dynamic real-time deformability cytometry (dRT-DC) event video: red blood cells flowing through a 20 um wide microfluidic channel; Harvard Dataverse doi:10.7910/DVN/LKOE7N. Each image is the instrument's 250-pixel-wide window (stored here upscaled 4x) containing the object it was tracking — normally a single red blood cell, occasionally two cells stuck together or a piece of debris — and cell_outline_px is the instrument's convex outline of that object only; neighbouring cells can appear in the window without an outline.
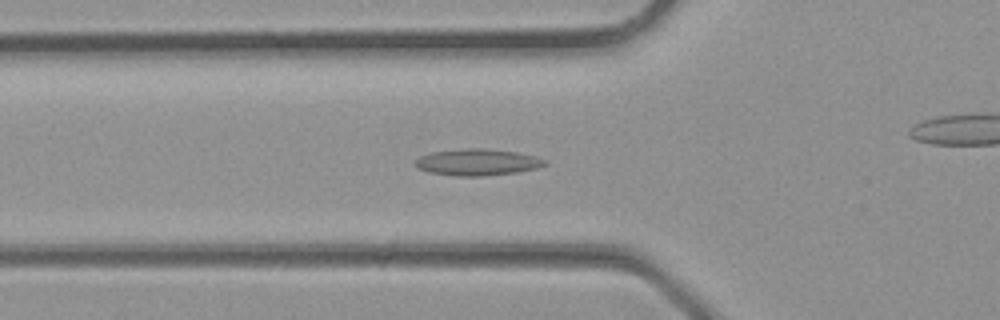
{"species": "common noctule bat (a hibernating species)", "species_latin": "Nyctalus noctula", "temperature_condition": "room temperature", "stored_images_in_passage": 28, "camera_frame_rate_fps": 3000, "um_per_image_px": 0.085, "animal": {"sex": "male", "body_mass_g": 23.1, "forearm_length_mm": 52.7}, "frame": {"image": 1, "passage_image": 7, "time_ms": 2.0, "image_size_px": [1000, 320], "cell_outline_px": [[548, 164], [536, 168], [516, 172], [480, 176], [456, 176], [428, 172], [420, 168], [416, 164], [416, 160], [420, 156], [432, 152], [468, 148], [480, 148], [516, 152], [536, 156], [548, 160]], "centroid_in_image_um": [40.62, 13.78], "position_along_channel_um": 85.2, "area_um2": 19.83}}
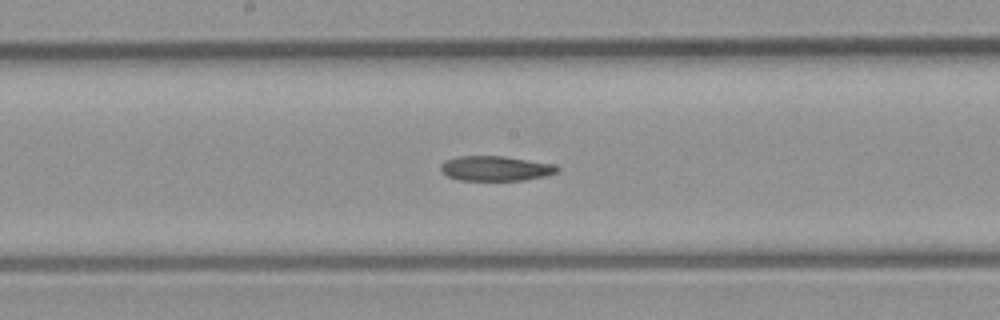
{"frame": {"image": 2, "passage_image": 13, "time_ms": 4.0, "image_size_px": [1000, 320], "cell_outline_px": [[560, 168], [556, 172], [544, 176], [524, 180], [460, 180], [448, 176], [440, 168], [440, 164], [444, 160], [456, 156], [504, 156], [552, 164]], "centroid_in_image_um": [42.08, 14.31], "position_along_channel_um": 206.1, "area_um2": 16.76}}
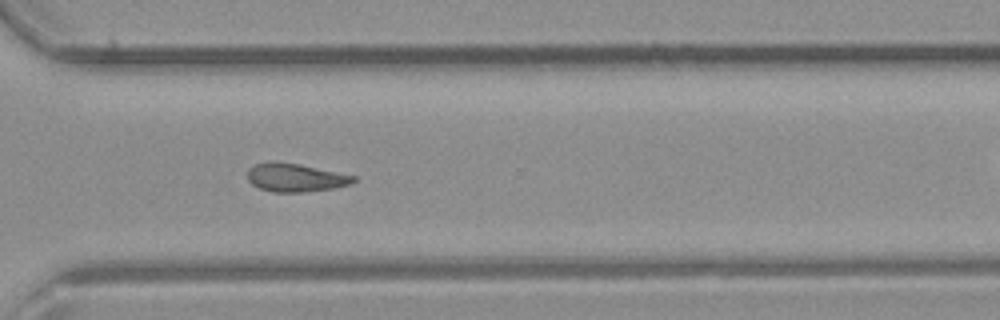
{"frame": {"image": 3, "passage_image": 20, "time_ms": 6.333, "image_size_px": [1000, 320], "cell_outline_px": [[356, 180], [352, 184], [332, 188], [300, 192], [272, 192], [260, 188], [252, 184], [248, 180], [248, 168], [256, 164], [276, 160], [300, 164], [356, 176]], "centroid_in_image_um": [25.1, 15.08], "position_along_channel_um": 345.5, "area_um2": 17.51}}